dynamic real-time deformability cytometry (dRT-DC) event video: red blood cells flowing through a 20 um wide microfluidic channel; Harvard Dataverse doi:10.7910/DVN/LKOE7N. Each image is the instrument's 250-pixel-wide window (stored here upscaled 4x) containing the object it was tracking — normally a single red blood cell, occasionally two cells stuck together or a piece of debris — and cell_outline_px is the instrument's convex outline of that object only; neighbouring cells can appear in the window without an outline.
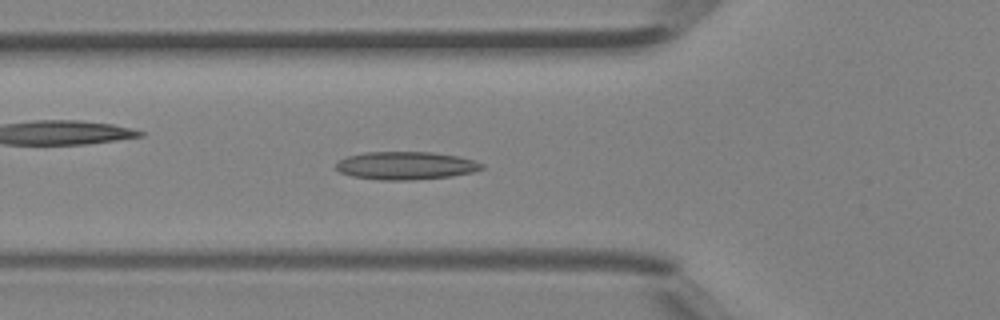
{"species": "Egyptian fruit bat (a non-hibernating species)", "species_latin": "Rousettus aegyptiacus", "temperature_condition": "room temperature", "stored_images_in_passage": 46, "camera_frame_rate_fps": 3000, "um_per_image_px": 0.085, "animal": {"sex": "female"}, "frame": {"image": 1, "passage_image": 17, "time_ms": 5.333, "image_size_px": [1000, 320], "cell_outline_px": [[484, 168], [472, 172], [452, 176], [412, 180], [380, 180], [352, 176], [340, 172], [336, 168], [336, 160], [348, 156], [364, 152], [432, 152], [460, 156], [484, 164]], "centroid_in_image_um": [34.48, 14.07], "position_along_channel_um": 91.3, "area_um2": 23.87}}
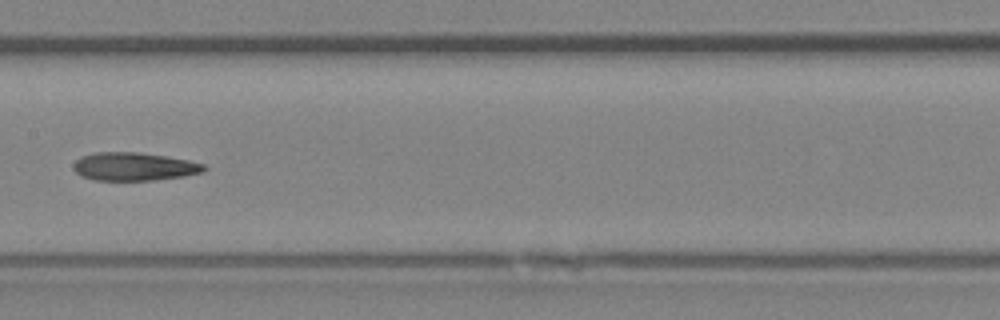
{"frame": {"image": 2, "passage_image": 24, "time_ms": 7.667, "image_size_px": [1000, 320], "cell_outline_px": [[208, 168], [204, 172], [184, 176], [156, 180], [92, 180], [80, 176], [72, 168], [72, 164], [80, 156], [92, 152], [140, 152], [168, 156], [188, 160], [204, 164]], "centroid_in_image_um": [11.37, 14.15], "position_along_channel_um": 196.0, "area_um2": 21.85}}
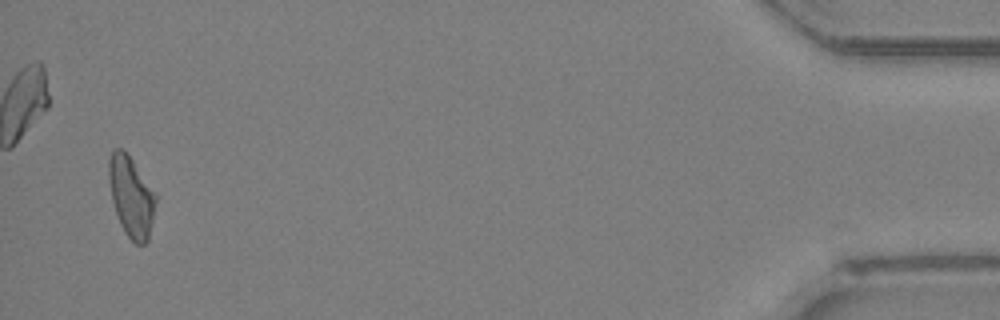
{"frame": {"image": 3, "passage_image": 45, "time_ms": 14.667, "image_size_px": [1000, 320], "cell_outline_px": [[156, 200], [148, 240], [144, 244], [136, 244], [124, 232], [120, 224], [112, 200], [108, 180], [108, 160], [112, 148], [120, 148], [132, 160], [156, 192]], "centroid_in_image_um": [11.14, 16.69], "position_along_channel_um": 424.1, "area_um2": 21.91}, "authors_computed_cell_mechanics": {"area_um2": 22.1663, "velocity_mm_per_s": 4.5007, "shape_relaxation_time_tau1_ms": null, "shape_relaxation_time_tau2_ms": 5.9162, "deformation_change_tau1": null, "deformation_change_tau2": 0.1685}}